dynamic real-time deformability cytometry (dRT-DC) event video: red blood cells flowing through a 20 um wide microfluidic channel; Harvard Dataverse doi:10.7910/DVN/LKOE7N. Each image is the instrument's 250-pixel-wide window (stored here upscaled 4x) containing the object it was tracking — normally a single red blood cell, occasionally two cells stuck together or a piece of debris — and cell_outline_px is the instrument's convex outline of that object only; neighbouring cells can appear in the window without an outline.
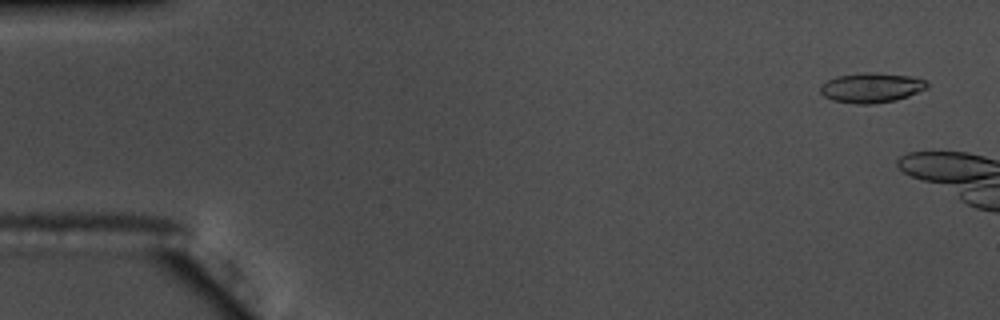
{"species": "common noctule bat (a hibernating species)", "species_latin": "Nyctalus noctula", "temperature_condition": "warm", "stored_images_in_passage": 8, "camera_frame_rate_fps": 3000, "um_per_image_px": 0.085, "animal": {"sex": "male", "body_mass_g": 17.5, "forearm_length_mm": 52.3}, "frame": {"image": 1, "passage_image": 3, "time_ms": 0.667, "image_size_px": [1000, 320], "cell_outline_px": [[928, 88], [908, 96], [896, 100], [872, 104], [856, 104], [832, 100], [824, 96], [820, 92], [820, 84], [836, 76], [864, 72], [872, 72], [908, 76], [928, 80]], "centroid_in_image_um": [74.06, 7.45], "position_along_channel_um": 10.9, "area_um2": 18.67}}